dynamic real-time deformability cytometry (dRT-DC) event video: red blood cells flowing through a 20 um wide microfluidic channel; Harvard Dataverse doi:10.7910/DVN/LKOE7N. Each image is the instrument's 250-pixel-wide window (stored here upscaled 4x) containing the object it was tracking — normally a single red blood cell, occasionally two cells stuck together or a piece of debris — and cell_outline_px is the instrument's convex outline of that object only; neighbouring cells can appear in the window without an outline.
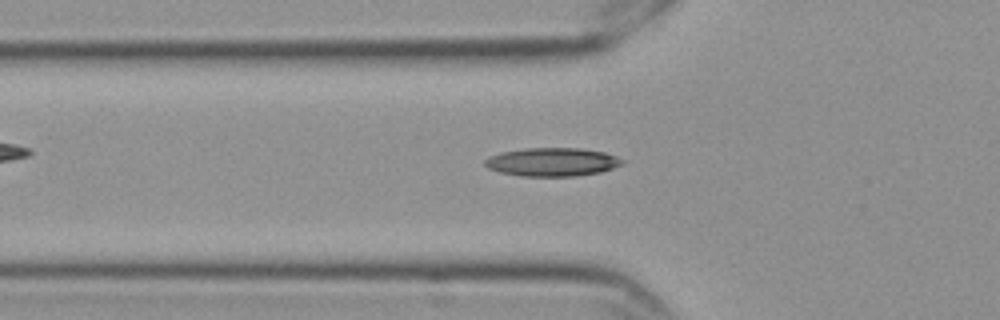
{"species": "Egyptian fruit bat (a non-hibernating species)", "species_latin": "Rousettus aegyptiacus", "temperature_condition": "cold", "stored_images_in_passage": 53, "camera_frame_rate_fps": 3000, "um_per_image_px": 0.085, "frame": {"image": 1, "passage_image": 20, "time_ms": 6.333, "image_size_px": [1000, 320], "cell_outline_px": [[624, 160], [620, 164], [612, 168], [600, 172], [576, 176], [520, 176], [500, 172], [488, 168], [484, 164], [484, 160], [488, 156], [500, 152], [524, 148], [580, 148], [604, 152], [616, 156]], "centroid_in_image_um": [46.89, 13.76], "position_along_channel_um": 78.9, "area_um2": 22.77}}
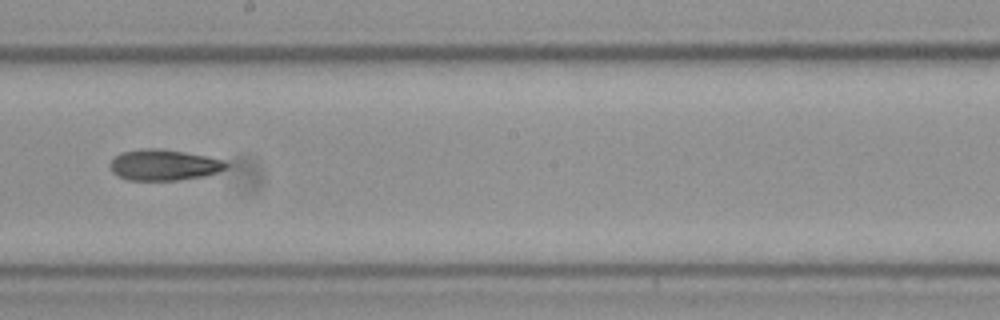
{"frame": {"image": 2, "passage_image": 33, "time_ms": 10.667, "image_size_px": [1000, 320], "cell_outline_px": [[228, 168], [204, 176], [176, 180], [128, 180], [116, 176], [112, 172], [108, 164], [120, 152], [144, 148], [156, 148], [184, 152], [208, 156], [224, 160], [228, 164]], "centroid_in_image_um": [13.9, 14.02], "position_along_channel_um": 234.3, "area_um2": 21.04}}
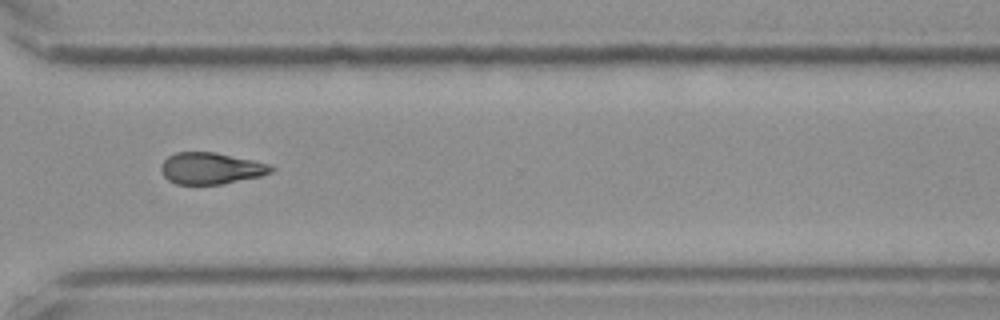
{"frame": {"image": 3, "passage_image": 43, "time_ms": 14.0, "image_size_px": [1000, 320], "cell_outline_px": [[276, 168], [272, 172], [260, 176], [220, 184], [176, 184], [168, 180], [164, 176], [160, 168], [164, 160], [168, 156], [176, 152], [216, 152], [252, 160], [268, 164]], "centroid_in_image_um": [17.91, 14.3], "position_along_channel_um": 352.7, "area_um2": 20.11}}